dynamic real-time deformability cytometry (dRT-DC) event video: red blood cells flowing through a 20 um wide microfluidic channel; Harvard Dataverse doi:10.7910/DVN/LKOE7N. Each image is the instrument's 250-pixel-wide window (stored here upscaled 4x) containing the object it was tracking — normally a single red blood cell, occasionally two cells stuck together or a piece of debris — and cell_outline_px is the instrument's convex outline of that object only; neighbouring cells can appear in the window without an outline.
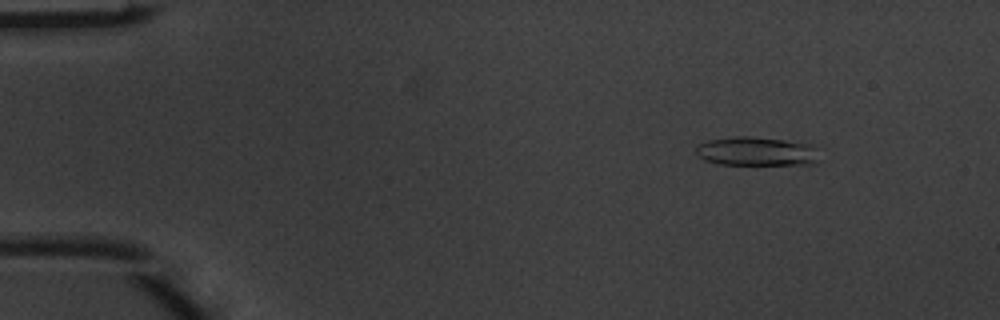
{"species": "common noctule bat (a hibernating species)", "species_latin": "Nyctalus noctula", "temperature_condition": "warm", "stored_images_in_passage": 5, "camera_frame_rate_fps": 3000, "um_per_image_px": 0.085, "animal": {"sex": "male", "body_mass_g": 20.1, "forearm_length_mm": 53.5}, "frame": {"image": 1, "passage_image": 2, "time_ms": 0.333, "image_size_px": [1000, 320], "cell_outline_px": [[820, 160], [812, 164], [720, 164], [704, 160], [696, 156], [696, 148], [700, 144], [708, 140], [732, 136], [748, 136], [784, 140], [808, 144], [816, 148]], "centroid_in_image_um": [64.28, 12.87], "position_along_channel_um": 20.7, "area_um2": 20.75}}
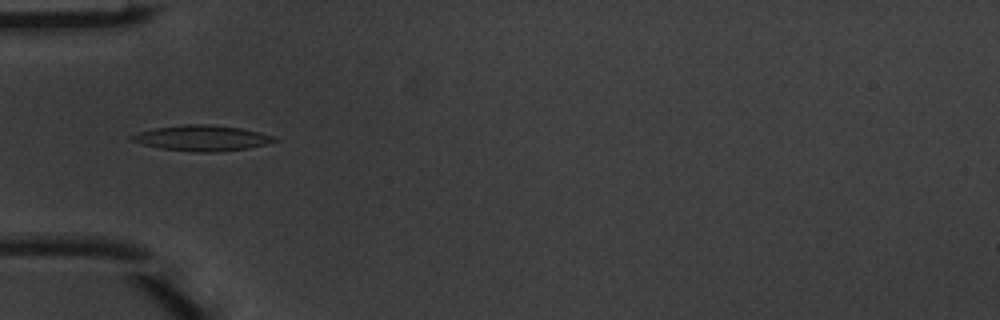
{"frame": {"image": 2, "passage_image": 5, "time_ms": 1.333, "image_size_px": [1000, 320], "cell_outline_px": [[276, 140], [264, 144], [248, 148], [208, 152], [192, 152], [160, 148], [128, 140], [128, 136], [136, 132], [156, 128], [184, 124], [208, 124], [240, 128], [260, 132], [276, 136]], "centroid_in_image_um": [17.1, 11.73], "position_along_channel_um": 67.9, "area_um2": 21.15}}